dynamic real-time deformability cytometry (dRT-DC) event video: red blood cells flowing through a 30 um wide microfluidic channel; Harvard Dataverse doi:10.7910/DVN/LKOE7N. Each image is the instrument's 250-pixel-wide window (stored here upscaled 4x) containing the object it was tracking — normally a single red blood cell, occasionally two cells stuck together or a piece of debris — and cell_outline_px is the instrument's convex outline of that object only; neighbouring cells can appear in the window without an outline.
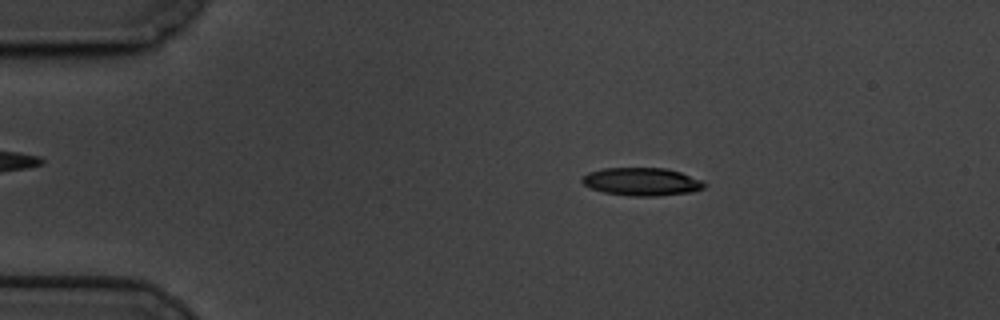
{"species": "common noctule bat (a hibernating species)", "species_latin": "Nyctalus noctula", "temperature_condition": "cold", "stored_images_in_passage": 60, "camera_frame_rate_fps": 3000, "um_per_image_px": 0.085, "animal": {"sex": "male", "body_mass_g": 19.5, "forearm_length_mm": 54.6}, "frame": {"image": 1, "passage_image": 11, "time_ms": 3.333, "image_size_px": [1000, 320], "cell_outline_px": [[708, 184], [704, 188], [692, 192], [656, 196], [632, 196], [604, 192], [592, 188], [584, 184], [580, 180], [580, 176], [588, 172], [604, 168], [664, 168], [680, 172], [700, 180]], "centroid_in_image_um": [54.53, 15.44], "position_along_channel_um": 30.5, "area_um2": 19.88}}
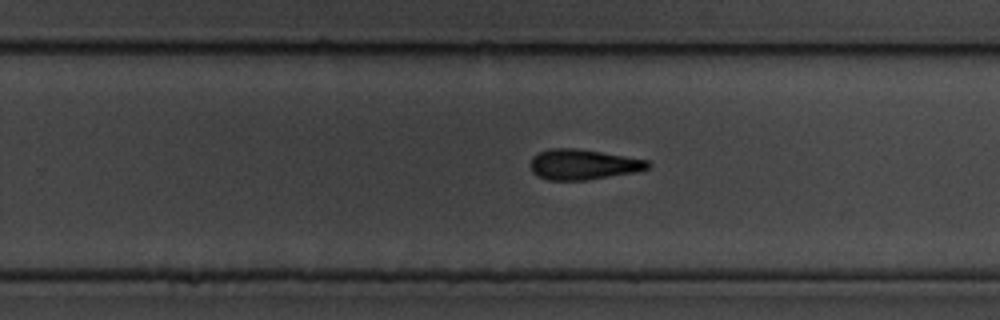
{"frame": {"image": 2, "passage_image": 38, "time_ms": 12.333, "image_size_px": [1000, 320], "cell_outline_px": [[652, 164], [648, 168], [636, 172], [588, 180], [548, 180], [532, 172], [528, 164], [532, 156], [548, 148], [576, 148], [648, 160]], "centroid_in_image_um": [49.53, 13.98], "position_along_channel_um": 280.3, "area_um2": 20.87}}
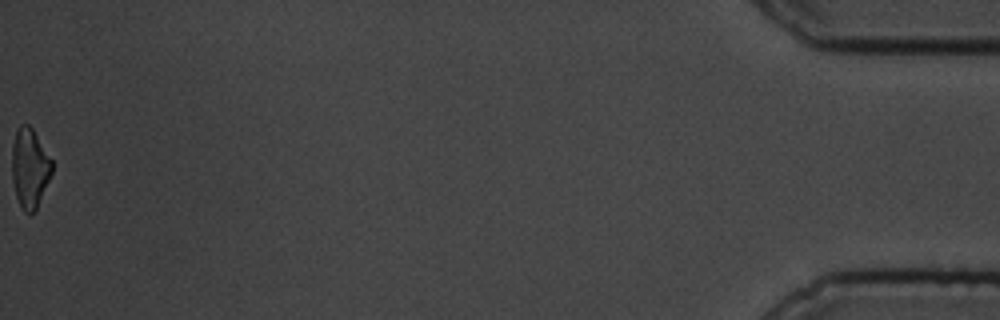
{"frame": {"image": 3, "passage_image": 60, "time_ms": 19.667, "image_size_px": [1000, 320], "cell_outline_px": [[52, 172], [36, 208], [32, 212], [24, 212], [20, 208], [16, 196], [12, 180], [12, 144], [16, 128], [20, 124], [28, 124], [32, 128], [52, 160]], "centroid_in_image_um": [2.5, 14.25], "position_along_channel_um": 432.7, "area_um2": 18.44}, "authors_computed_cell_mechanics": {"area_um2": 20.23, "velocity_mm_per_s": 3.3825, "shape_relaxation_time_tau1_ms": 4.979, "shape_relaxation_time_tau2_ms": 8.4252, "deformation_change_tau1": 0.1645, "deformation_change_tau2": 0.1965}}